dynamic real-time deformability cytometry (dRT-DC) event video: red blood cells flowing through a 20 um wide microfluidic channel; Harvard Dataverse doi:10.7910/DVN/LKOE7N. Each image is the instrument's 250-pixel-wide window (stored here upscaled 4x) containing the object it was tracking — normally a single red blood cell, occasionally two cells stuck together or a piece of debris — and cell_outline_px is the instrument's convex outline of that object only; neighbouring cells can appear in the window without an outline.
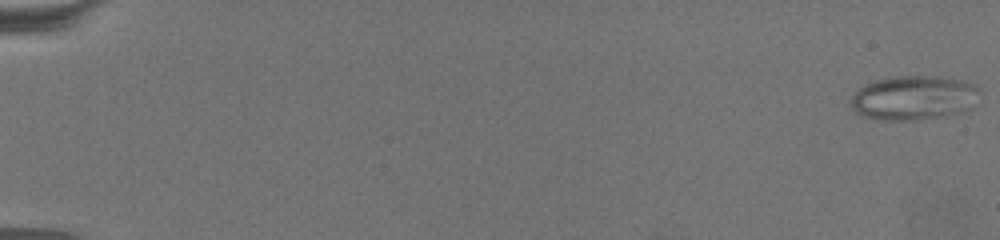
{"species": "common noctule bat (a hibernating species)", "species_latin": "Nyctalus noctula", "temperature_condition": "warm", "stored_images_in_passage": 70, "camera_frame_rate_fps": 3000, "um_per_image_px": 0.085, "animal": {"sex": "female", "body_mass_g": 19.5, "forearm_length_mm": 54.1}, "frame": {"image": 1, "passage_image": 1, "time_ms": 0.0, "image_size_px": [1000, 240], "cell_outline_px": [[980, 92], [968, 108], [936, 116], [916, 120], [884, 120], [868, 116], [856, 112], [852, 104], [852, 96], [860, 88], [868, 84], [880, 80], [900, 76], [936, 76], [960, 80], [972, 84]], "centroid_in_image_um": [77.64, 8.3], "position_along_channel_um": 7.4, "area_um2": 31.85}}
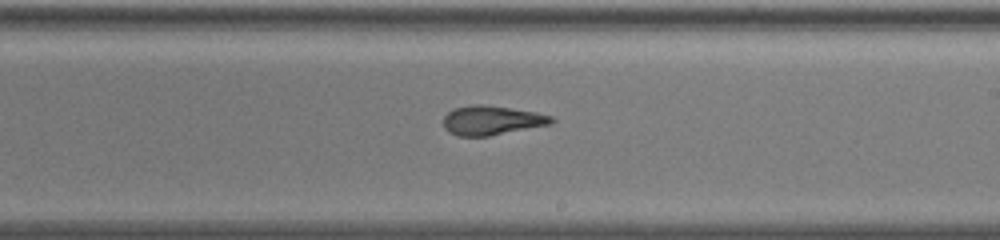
{"frame": {"image": 2, "passage_image": 44, "time_ms": 14.333, "image_size_px": [1000, 240], "cell_outline_px": [[556, 120], [552, 124], [488, 136], [456, 136], [448, 132], [444, 128], [444, 116], [448, 112], [456, 108], [472, 104], [480, 104], [536, 112], [552, 116]], "centroid_in_image_um": [41.8, 10.24], "position_along_channel_um": 247.2, "area_um2": 18.38}}
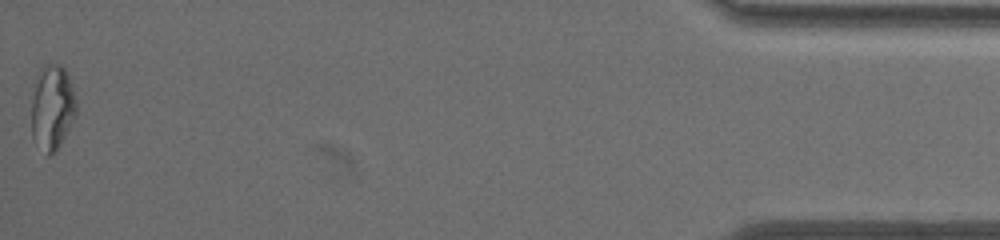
{"frame": {"image": 3, "passage_image": 70, "time_ms": 23.0, "image_size_px": [1000, 240], "cell_outline_px": [[76, 112], [64, 136], [56, 148], [48, 156], [32, 136], [32, 100], [36, 84], [44, 64], [60, 64], [64, 68], [68, 76], [72, 88], [76, 104]], "centroid_in_image_um": [4.44, 9.11], "position_along_channel_um": 430.8, "area_um2": 21.15}, "authors_computed_cell_mechanics": {"area_um2": 19.7098, "velocity_mm_per_s": 3.094, "shape_relaxation_time_tau1_ms": null, "shape_relaxation_time_tau2_ms": 3.0029, "deformation_change_tau1": null, "deformation_change_tau2": 0.1238}}